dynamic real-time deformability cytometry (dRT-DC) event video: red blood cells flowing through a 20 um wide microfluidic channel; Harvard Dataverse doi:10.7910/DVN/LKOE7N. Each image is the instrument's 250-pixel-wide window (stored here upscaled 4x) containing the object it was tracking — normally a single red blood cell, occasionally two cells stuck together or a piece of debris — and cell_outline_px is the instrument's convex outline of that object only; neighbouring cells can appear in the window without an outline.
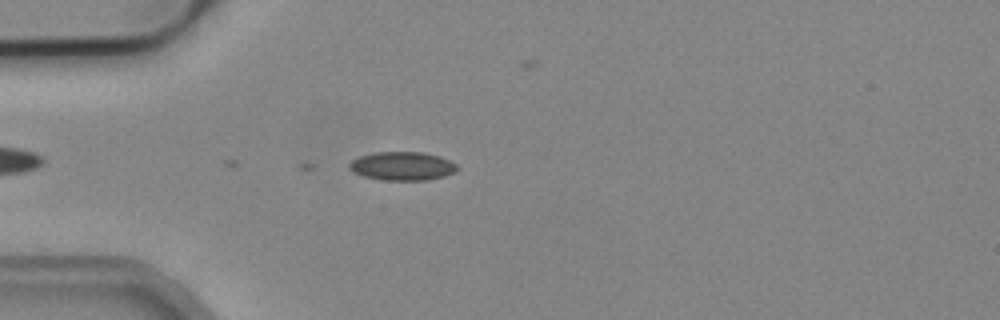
{"species": "common noctule bat (a hibernating species)", "species_latin": "Nyctalus noctula", "temperature_condition": "cold", "stored_images_in_passage": 4, "camera_frame_rate_fps": 3000, "um_per_image_px": 0.085, "animal": {"sex": "male", "body_mass_g": 19.2, "forearm_length_mm": 51.8}, "frame": {"image": 1, "passage_image": 3, "time_ms": 0.667, "image_size_px": [1000, 320], "cell_outline_px": [[460, 168], [456, 172], [444, 176], [428, 180], [380, 180], [364, 176], [352, 172], [348, 168], [348, 164], [352, 160], [360, 156], [376, 152], [420, 152], [440, 156], [456, 164]], "centroid_in_image_um": [34.19, 14.12], "position_along_channel_um": 50.8, "area_um2": 18.09}}